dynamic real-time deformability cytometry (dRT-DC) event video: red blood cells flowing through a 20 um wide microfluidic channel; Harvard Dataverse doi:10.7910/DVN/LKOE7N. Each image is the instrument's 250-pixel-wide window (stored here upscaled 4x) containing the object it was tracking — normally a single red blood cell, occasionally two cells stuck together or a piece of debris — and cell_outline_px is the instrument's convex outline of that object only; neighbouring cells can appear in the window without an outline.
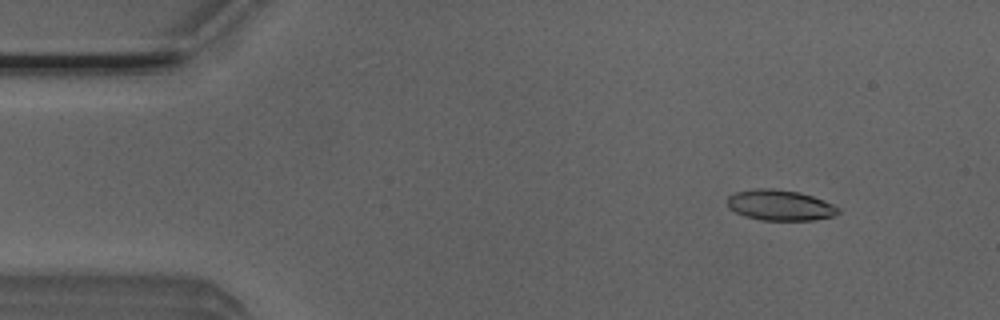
{"species": "Egyptian fruit bat (a non-hibernating species)", "species_latin": "Rousettus aegyptiacus", "temperature_condition": "room temperature", "stored_images_in_passage": 52, "camera_frame_rate_fps": 3000, "um_per_image_px": 0.085, "animal": {"sex": "male"}, "frame": {"image": 1, "passage_image": 6, "time_ms": 1.667, "image_size_px": [1000, 320], "cell_outline_px": [[840, 212], [832, 216], [812, 220], [760, 220], [744, 216], [728, 208], [728, 196], [736, 192], [756, 188], [772, 188], [800, 192], [824, 200], [840, 208]], "centroid_in_image_um": [66.29, 17.44], "position_along_channel_um": 18.7, "area_um2": 19.83}}
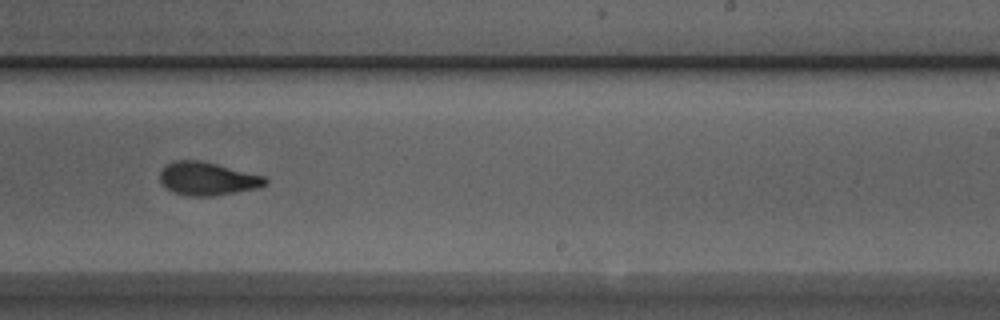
{"frame": {"image": 2, "passage_image": 32, "time_ms": 10.333, "image_size_px": [1000, 320], "cell_outline_px": [[268, 184], [260, 188], [212, 196], [188, 196], [172, 192], [164, 188], [160, 184], [160, 172], [168, 164], [176, 160], [200, 160], [264, 176], [268, 180]], "centroid_in_image_um": [17.63, 15.21], "position_along_channel_um": 271.4, "area_um2": 20.46}}
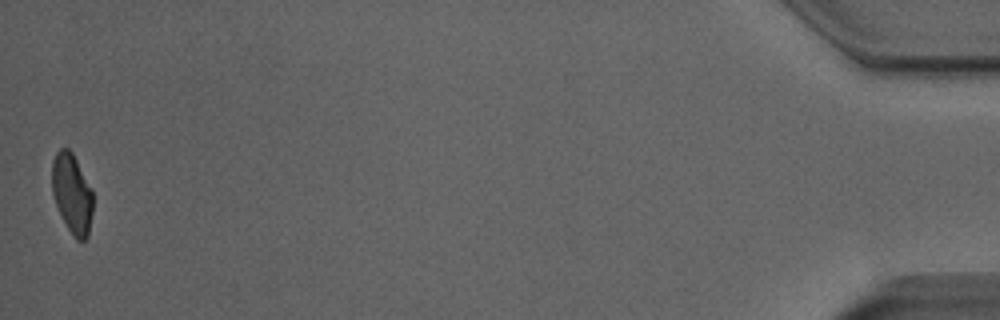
{"frame": {"image": 3, "passage_image": 52, "time_ms": 17.0, "image_size_px": [1000, 320], "cell_outline_px": [[92, 212], [88, 236], [84, 240], [76, 240], [72, 236], [56, 204], [52, 192], [52, 160], [56, 152], [60, 148], [68, 148], [72, 152], [92, 188]], "centroid_in_image_um": [6.12, 16.44], "position_along_channel_um": 429.1, "area_um2": 18.96}, "authors_computed_cell_mechanics": {"area_um2": 20.3167, "velocity_mm_per_s": 3.897, "shape_relaxation_time_tau1_ms": 4.2281, "shape_relaxation_time_tau2_ms": 2.7955, "deformation_change_tau1": 0.1419, "deformation_change_tau2": 0.0799}}